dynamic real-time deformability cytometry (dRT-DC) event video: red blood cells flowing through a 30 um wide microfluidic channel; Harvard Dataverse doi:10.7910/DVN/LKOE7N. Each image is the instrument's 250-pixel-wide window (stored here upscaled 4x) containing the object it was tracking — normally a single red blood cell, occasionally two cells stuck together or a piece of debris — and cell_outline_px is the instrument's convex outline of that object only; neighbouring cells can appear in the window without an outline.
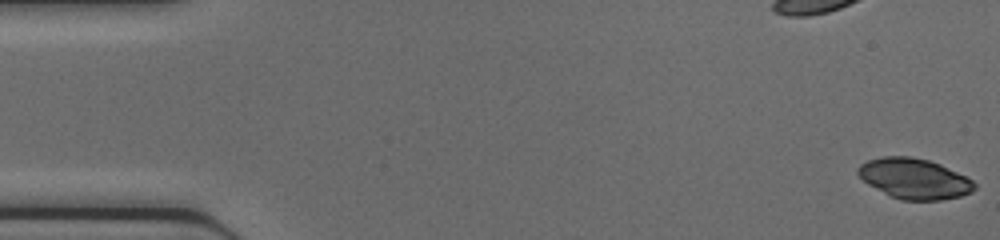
{"species": "common noctule bat (a hibernating species)", "species_latin": "Nyctalus noctula", "temperature_condition": "cold", "stored_images_in_passage": 45, "camera_frame_rate_fps": 3000, "um_per_image_px": 0.085, "animal": {"sex": "female", "body_mass_g": 17.0, "forearm_length_mm": 48.0}, "frame": {"image": 1, "passage_image": 1, "time_ms": 0.0, "image_size_px": [1000, 240], "cell_outline_px": [[976, 188], [960, 196], [940, 200], [900, 200], [868, 184], [856, 172], [856, 168], [860, 164], [868, 160], [884, 156], [912, 156], [928, 160], [940, 164], [972, 180], [976, 184]], "centroid_in_image_um": [77.69, 15.17], "position_along_channel_um": 7.3, "area_um2": 27.11}}